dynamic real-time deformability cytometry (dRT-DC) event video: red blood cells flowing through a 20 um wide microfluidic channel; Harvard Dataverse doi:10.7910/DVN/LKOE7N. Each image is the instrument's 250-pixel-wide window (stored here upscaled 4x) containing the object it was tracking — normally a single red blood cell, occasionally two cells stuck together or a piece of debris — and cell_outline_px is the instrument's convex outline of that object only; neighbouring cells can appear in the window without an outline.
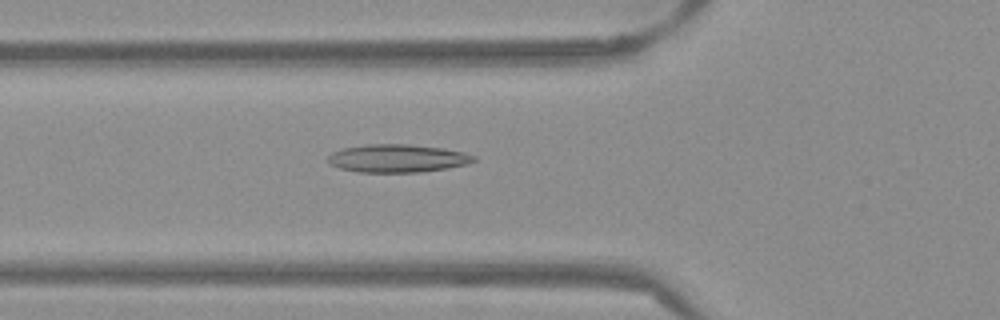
{"species": "Egyptian fruit bat (a non-hibernating species)", "species_latin": "Rousettus aegyptiacus", "temperature_condition": "warm", "stored_images_in_passage": 52, "camera_frame_rate_fps": 3000, "um_per_image_px": 0.085, "frame": {"image": 1, "passage_image": 19, "time_ms": 6.0, "image_size_px": [1000, 320], "cell_outline_px": [[476, 160], [468, 164], [448, 168], [420, 172], [356, 172], [340, 168], [328, 164], [328, 156], [332, 152], [344, 148], [364, 144], [408, 144], [444, 148], [464, 152], [476, 156]], "centroid_in_image_um": [33.79, 13.46], "position_along_channel_um": 92.0, "area_um2": 23.99}}
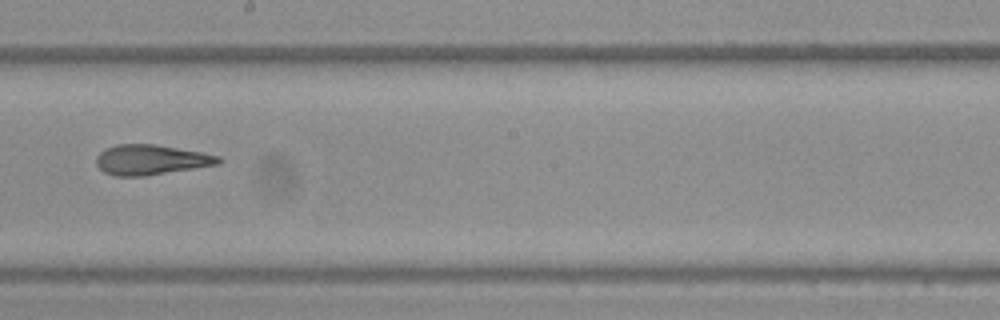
{"frame": {"image": 2, "passage_image": 30, "time_ms": 9.667, "image_size_px": [1000, 320], "cell_outline_px": [[224, 160], [220, 164], [144, 176], [116, 176], [104, 172], [96, 164], [96, 156], [104, 148], [116, 144], [156, 144], [200, 152], [220, 156]], "centroid_in_image_um": [12.83, 13.57], "position_along_channel_um": 235.4, "area_um2": 21.5}}
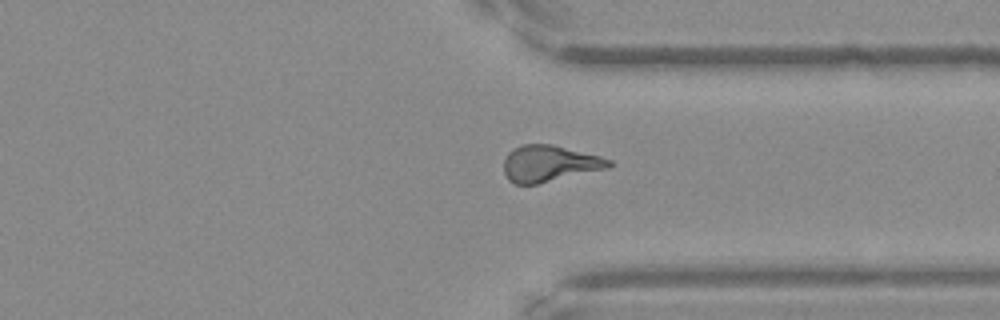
{"frame": {"image": 3, "passage_image": 40, "time_ms": 13.0, "image_size_px": [1000, 320], "cell_outline_px": [[612, 164], [608, 168], [536, 184], [516, 184], [508, 180], [504, 172], [504, 160], [508, 152], [512, 148], [520, 144], [552, 144], [600, 156], [612, 160]], "centroid_in_image_um": [46.67, 13.89], "position_along_channel_um": 364.7, "area_um2": 22.25}, "authors_computed_cell_mechanics": {"area_um2": 22.1085, "velocity_mm_per_s": 3.8816, "shape_relaxation_time_tau1_ms": null, "shape_relaxation_time_tau2_ms": 2.0862, "deformation_change_tau1": null, "deformation_change_tau2": 0.1131}}